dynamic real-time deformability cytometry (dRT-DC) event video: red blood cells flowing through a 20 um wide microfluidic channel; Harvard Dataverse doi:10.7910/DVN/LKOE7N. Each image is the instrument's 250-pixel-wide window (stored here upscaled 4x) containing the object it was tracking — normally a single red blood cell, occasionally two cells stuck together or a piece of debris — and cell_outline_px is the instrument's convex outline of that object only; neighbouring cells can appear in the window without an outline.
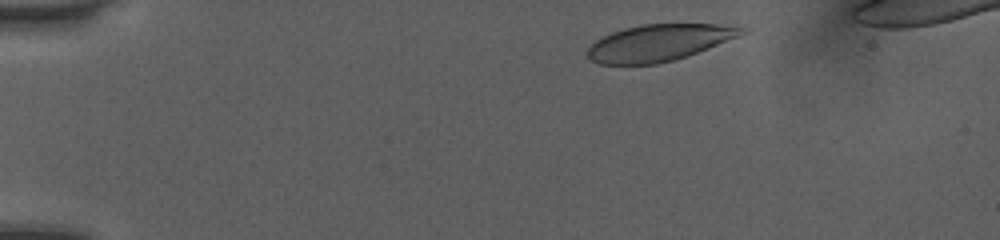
{"species": "human", "species_latin": "Homo sapiens", "temperature_condition": "room temperature", "stored_images_in_passage": 40, "camera_frame_rate_fps": 3000, "um_per_image_px": 0.085, "donor": {"sex": "female"}, "frame": {"image": 1, "passage_image": 3, "time_ms": 0.667, "image_size_px": [1000, 240], "cell_outline_px": [[752, 28], [748, 32], [696, 52], [672, 60], [656, 64], [600, 64], [588, 60], [588, 48], [596, 40], [612, 32], [624, 28], [640, 24], [736, 24]], "centroid_in_image_um": [56.05, 3.6], "position_along_channel_um": 28.9, "area_um2": 32.83}}
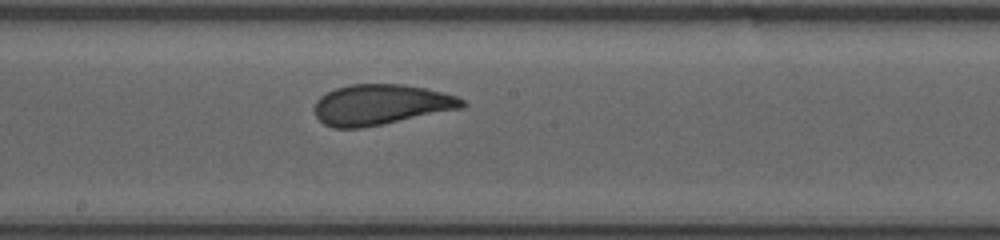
{"frame": {"image": 2, "passage_image": 23, "time_ms": 7.333, "image_size_px": [1000, 240], "cell_outline_px": [[468, 104], [464, 108], [360, 128], [332, 128], [324, 124], [312, 112], [312, 108], [316, 100], [320, 96], [336, 88], [352, 84], [404, 84], [424, 88], [456, 96], [464, 100]], "centroid_in_image_um": [32.34, 8.89], "position_along_channel_um": 215.9, "area_um2": 34.85}}
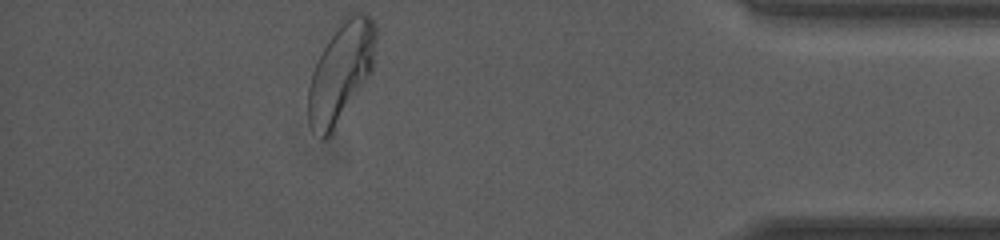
{"frame": {"image": 3, "passage_image": 40, "time_ms": 13.0, "image_size_px": [1000, 240], "cell_outline_px": [[376, 40], [372, 72], [332, 132], [324, 140], [320, 140], [308, 120], [308, 88], [312, 72], [328, 40], [344, 16], [352, 12], [368, 12], [376, 24]], "centroid_in_image_um": [29.0, 6.09], "position_along_channel_um": 406.2, "area_um2": 39.02}, "authors_computed_cell_mechanics": {"area_um2": 34.9112, "velocity_mm_per_s": 4.0456, "shape_relaxation_time_tau1_ms": 3.9967, "shape_relaxation_time_tau2_ms": 0.7939, "deformation_change_tau1": 0.1478, "deformation_change_tau2": 0.0794}}